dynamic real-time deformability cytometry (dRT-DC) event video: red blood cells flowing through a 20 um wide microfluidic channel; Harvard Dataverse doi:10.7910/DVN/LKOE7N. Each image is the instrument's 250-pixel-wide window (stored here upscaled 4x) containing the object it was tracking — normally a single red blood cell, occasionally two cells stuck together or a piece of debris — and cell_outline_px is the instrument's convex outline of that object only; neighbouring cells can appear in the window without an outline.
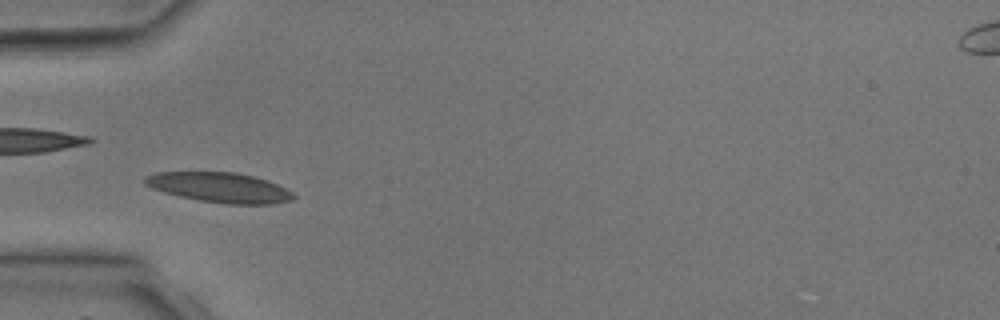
{"species": "common noctule bat (a hibernating species)", "species_latin": "Nyctalus noctula", "temperature_condition": "room temperature", "stored_images_in_passage": 4, "camera_frame_rate_fps": 3000, "um_per_image_px": 0.085, "animal": {"sex": "male", "body_mass_g": 17.9, "forearm_length_mm": 54.2}, "frame": {"image": 1, "passage_image": 4, "time_ms": 4.0, "image_size_px": [1000, 320], "cell_outline_px": [[296, 196], [292, 200], [272, 204], [228, 204], [200, 200], [180, 196], [164, 192], [152, 188], [144, 184], [144, 176], [156, 172], [236, 172], [268, 180], [292, 192]], "centroid_in_image_um": [18.66, 15.93], "position_along_channel_um": 66.3, "area_um2": 25.84}}